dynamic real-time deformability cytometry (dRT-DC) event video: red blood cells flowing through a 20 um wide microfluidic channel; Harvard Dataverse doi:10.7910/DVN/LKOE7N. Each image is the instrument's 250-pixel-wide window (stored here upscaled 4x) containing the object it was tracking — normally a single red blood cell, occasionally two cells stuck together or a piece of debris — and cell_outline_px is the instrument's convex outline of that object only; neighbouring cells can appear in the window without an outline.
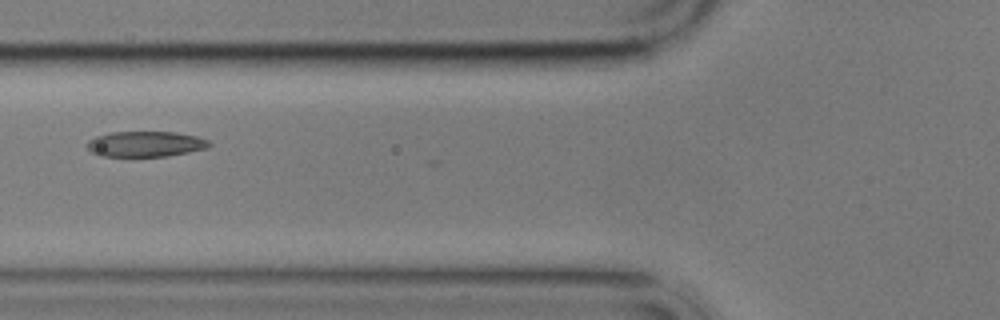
{"species": "common noctule bat (a hibernating species)", "species_latin": "Nyctalus noctula", "temperature_condition": "cold", "stored_images_in_passage": 13, "camera_frame_rate_fps": 3000, "um_per_image_px": 0.085, "animal": {"sex": "male", "body_mass_g": 17.9}, "frame": {"image": 1, "passage_image": 4, "time_ms": 3.667, "image_size_px": [1000, 320], "cell_outline_px": [[212, 144], [208, 148], [168, 156], [100, 156], [92, 152], [88, 148], [88, 140], [96, 136], [112, 132], [176, 132], [196, 136], [208, 140]], "centroid_in_image_um": [12.39, 12.24], "position_along_channel_um": 113.4, "area_um2": 18.09}}
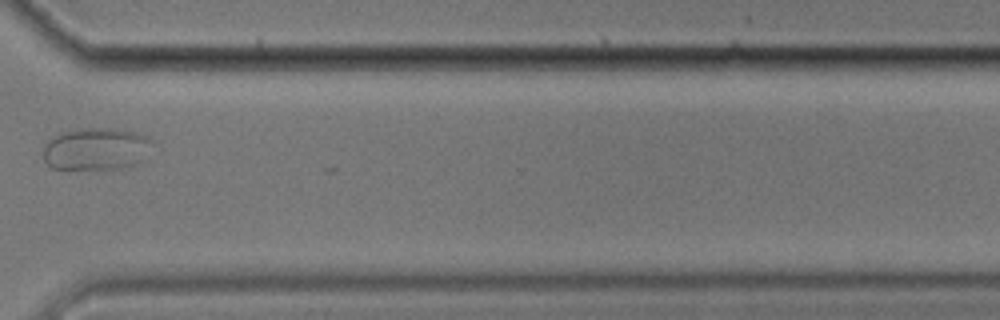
{"frame": {"image": 2, "passage_image": 10, "time_ms": 11.0, "image_size_px": [1000, 320], "cell_outline_px": [[152, 140], [140, 160], [136, 164], [120, 168], [52, 168], [44, 160], [44, 140], [64, 132], [84, 128], [112, 128], [136, 132], [148, 136]], "centroid_in_image_um": [8.11, 12.63], "position_along_channel_um": 362.5, "area_um2": 26.41}}